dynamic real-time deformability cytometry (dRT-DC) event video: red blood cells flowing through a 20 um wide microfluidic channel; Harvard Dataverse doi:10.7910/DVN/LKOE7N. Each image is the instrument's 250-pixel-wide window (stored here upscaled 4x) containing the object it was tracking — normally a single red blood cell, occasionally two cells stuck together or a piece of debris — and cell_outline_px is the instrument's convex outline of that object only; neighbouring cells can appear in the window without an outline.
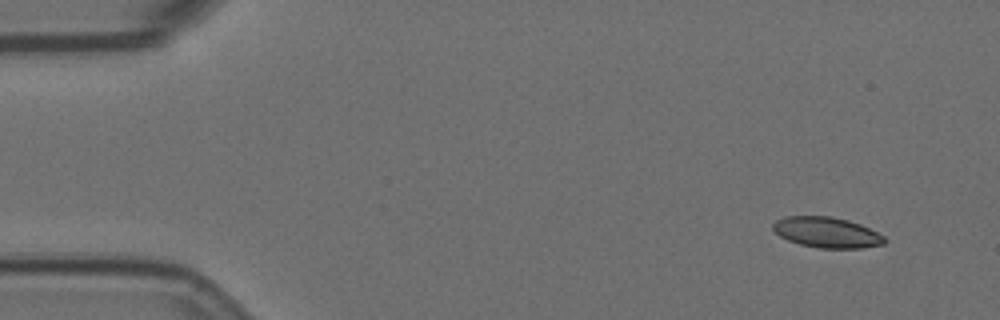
{"species": "Egyptian fruit bat (a non-hibernating species)", "species_latin": "Rousettus aegyptiacus", "temperature_condition": "room temperature", "stored_images_in_passage": 4, "camera_frame_rate_fps": 3000, "um_per_image_px": 0.085, "animal": {"sex": "female"}, "frame": {"image": 1, "passage_image": 1, "time_ms": 0.0, "image_size_px": [1000, 320], "cell_outline_px": [[888, 240], [884, 244], [860, 248], [820, 248], [800, 244], [788, 240], [780, 236], [772, 228], [772, 224], [776, 220], [784, 216], [832, 216], [848, 220], [860, 224], [884, 236]], "centroid_in_image_um": [70.27, 19.75], "position_along_channel_um": 14.7, "area_um2": 19.88}}